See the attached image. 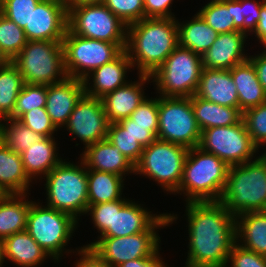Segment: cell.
Here are the masks:
<instances>
[{
	"label": "cell",
	"mask_w": 266,
	"mask_h": 267,
	"mask_svg": "<svg viewBox=\"0 0 266 267\" xmlns=\"http://www.w3.org/2000/svg\"><path fill=\"white\" fill-rule=\"evenodd\" d=\"M57 146L55 137H42L21 153L24 171L31 181L39 176L43 179L63 160Z\"/></svg>",
	"instance_id": "24"
},
{
	"label": "cell",
	"mask_w": 266,
	"mask_h": 267,
	"mask_svg": "<svg viewBox=\"0 0 266 267\" xmlns=\"http://www.w3.org/2000/svg\"><path fill=\"white\" fill-rule=\"evenodd\" d=\"M28 194H7L0 201V239L27 229V215L32 200Z\"/></svg>",
	"instance_id": "30"
},
{
	"label": "cell",
	"mask_w": 266,
	"mask_h": 267,
	"mask_svg": "<svg viewBox=\"0 0 266 267\" xmlns=\"http://www.w3.org/2000/svg\"><path fill=\"white\" fill-rule=\"evenodd\" d=\"M18 120L43 137H54V133L58 131L45 107L32 109L24 113Z\"/></svg>",
	"instance_id": "43"
},
{
	"label": "cell",
	"mask_w": 266,
	"mask_h": 267,
	"mask_svg": "<svg viewBox=\"0 0 266 267\" xmlns=\"http://www.w3.org/2000/svg\"><path fill=\"white\" fill-rule=\"evenodd\" d=\"M103 4L126 26L144 19V0H104Z\"/></svg>",
	"instance_id": "41"
},
{
	"label": "cell",
	"mask_w": 266,
	"mask_h": 267,
	"mask_svg": "<svg viewBox=\"0 0 266 267\" xmlns=\"http://www.w3.org/2000/svg\"><path fill=\"white\" fill-rule=\"evenodd\" d=\"M230 72L238 93L239 109L242 112L266 102V92L249 60L234 66Z\"/></svg>",
	"instance_id": "26"
},
{
	"label": "cell",
	"mask_w": 266,
	"mask_h": 267,
	"mask_svg": "<svg viewBox=\"0 0 266 267\" xmlns=\"http://www.w3.org/2000/svg\"><path fill=\"white\" fill-rule=\"evenodd\" d=\"M3 121V143L13 152L21 154L43 137L19 120L4 118Z\"/></svg>",
	"instance_id": "35"
},
{
	"label": "cell",
	"mask_w": 266,
	"mask_h": 267,
	"mask_svg": "<svg viewBox=\"0 0 266 267\" xmlns=\"http://www.w3.org/2000/svg\"><path fill=\"white\" fill-rule=\"evenodd\" d=\"M235 217L247 212L266 211V156L230 166L221 199Z\"/></svg>",
	"instance_id": "4"
},
{
	"label": "cell",
	"mask_w": 266,
	"mask_h": 267,
	"mask_svg": "<svg viewBox=\"0 0 266 267\" xmlns=\"http://www.w3.org/2000/svg\"><path fill=\"white\" fill-rule=\"evenodd\" d=\"M136 81H129L126 85L104 95L101 99L106 119L110 123L129 118L134 110L147 97L144 92L145 83H151L149 75H138Z\"/></svg>",
	"instance_id": "19"
},
{
	"label": "cell",
	"mask_w": 266,
	"mask_h": 267,
	"mask_svg": "<svg viewBox=\"0 0 266 267\" xmlns=\"http://www.w3.org/2000/svg\"><path fill=\"white\" fill-rule=\"evenodd\" d=\"M7 195V192L0 186V201Z\"/></svg>",
	"instance_id": "58"
},
{
	"label": "cell",
	"mask_w": 266,
	"mask_h": 267,
	"mask_svg": "<svg viewBox=\"0 0 266 267\" xmlns=\"http://www.w3.org/2000/svg\"><path fill=\"white\" fill-rule=\"evenodd\" d=\"M125 179L114 173L87 169L88 205L121 199Z\"/></svg>",
	"instance_id": "32"
},
{
	"label": "cell",
	"mask_w": 266,
	"mask_h": 267,
	"mask_svg": "<svg viewBox=\"0 0 266 267\" xmlns=\"http://www.w3.org/2000/svg\"><path fill=\"white\" fill-rule=\"evenodd\" d=\"M129 118L132 124L158 125V98H145Z\"/></svg>",
	"instance_id": "46"
},
{
	"label": "cell",
	"mask_w": 266,
	"mask_h": 267,
	"mask_svg": "<svg viewBox=\"0 0 266 267\" xmlns=\"http://www.w3.org/2000/svg\"><path fill=\"white\" fill-rule=\"evenodd\" d=\"M202 70L201 56L178 45L150 77L159 96L192 97Z\"/></svg>",
	"instance_id": "9"
},
{
	"label": "cell",
	"mask_w": 266,
	"mask_h": 267,
	"mask_svg": "<svg viewBox=\"0 0 266 267\" xmlns=\"http://www.w3.org/2000/svg\"><path fill=\"white\" fill-rule=\"evenodd\" d=\"M259 40V43L266 47V0H264L263 6L260 12V19L258 21L255 31L251 34Z\"/></svg>",
	"instance_id": "52"
},
{
	"label": "cell",
	"mask_w": 266,
	"mask_h": 267,
	"mask_svg": "<svg viewBox=\"0 0 266 267\" xmlns=\"http://www.w3.org/2000/svg\"><path fill=\"white\" fill-rule=\"evenodd\" d=\"M3 0H0V14L2 13Z\"/></svg>",
	"instance_id": "59"
},
{
	"label": "cell",
	"mask_w": 266,
	"mask_h": 267,
	"mask_svg": "<svg viewBox=\"0 0 266 267\" xmlns=\"http://www.w3.org/2000/svg\"><path fill=\"white\" fill-rule=\"evenodd\" d=\"M198 147L216 155L229 167L256 159L258 156L255 154L259 151L253 144L243 119L235 125L201 131Z\"/></svg>",
	"instance_id": "14"
},
{
	"label": "cell",
	"mask_w": 266,
	"mask_h": 267,
	"mask_svg": "<svg viewBox=\"0 0 266 267\" xmlns=\"http://www.w3.org/2000/svg\"><path fill=\"white\" fill-rule=\"evenodd\" d=\"M84 93L83 80L72 77L47 86L45 109L58 130L67 124L76 103Z\"/></svg>",
	"instance_id": "18"
},
{
	"label": "cell",
	"mask_w": 266,
	"mask_h": 267,
	"mask_svg": "<svg viewBox=\"0 0 266 267\" xmlns=\"http://www.w3.org/2000/svg\"><path fill=\"white\" fill-rule=\"evenodd\" d=\"M67 28L68 10L64 1L41 0L23 30L27 41H63Z\"/></svg>",
	"instance_id": "16"
},
{
	"label": "cell",
	"mask_w": 266,
	"mask_h": 267,
	"mask_svg": "<svg viewBox=\"0 0 266 267\" xmlns=\"http://www.w3.org/2000/svg\"><path fill=\"white\" fill-rule=\"evenodd\" d=\"M23 85L20 71L11 61L0 67V118H9L13 114Z\"/></svg>",
	"instance_id": "33"
},
{
	"label": "cell",
	"mask_w": 266,
	"mask_h": 267,
	"mask_svg": "<svg viewBox=\"0 0 266 267\" xmlns=\"http://www.w3.org/2000/svg\"><path fill=\"white\" fill-rule=\"evenodd\" d=\"M264 149H266V148H263V151H265L263 154L266 156V150H264Z\"/></svg>",
	"instance_id": "60"
},
{
	"label": "cell",
	"mask_w": 266,
	"mask_h": 267,
	"mask_svg": "<svg viewBox=\"0 0 266 267\" xmlns=\"http://www.w3.org/2000/svg\"><path fill=\"white\" fill-rule=\"evenodd\" d=\"M198 11L200 17L218 34L239 31L234 26L233 0H211Z\"/></svg>",
	"instance_id": "34"
},
{
	"label": "cell",
	"mask_w": 266,
	"mask_h": 267,
	"mask_svg": "<svg viewBox=\"0 0 266 267\" xmlns=\"http://www.w3.org/2000/svg\"><path fill=\"white\" fill-rule=\"evenodd\" d=\"M174 0H144V18H176L171 11Z\"/></svg>",
	"instance_id": "48"
},
{
	"label": "cell",
	"mask_w": 266,
	"mask_h": 267,
	"mask_svg": "<svg viewBox=\"0 0 266 267\" xmlns=\"http://www.w3.org/2000/svg\"><path fill=\"white\" fill-rule=\"evenodd\" d=\"M247 38L248 35L241 31L218 34L215 42L201 56L203 68L230 70L247 61L249 54L244 51Z\"/></svg>",
	"instance_id": "17"
},
{
	"label": "cell",
	"mask_w": 266,
	"mask_h": 267,
	"mask_svg": "<svg viewBox=\"0 0 266 267\" xmlns=\"http://www.w3.org/2000/svg\"><path fill=\"white\" fill-rule=\"evenodd\" d=\"M32 181L24 171L21 154L0 145V186L7 194H30Z\"/></svg>",
	"instance_id": "29"
},
{
	"label": "cell",
	"mask_w": 266,
	"mask_h": 267,
	"mask_svg": "<svg viewBox=\"0 0 266 267\" xmlns=\"http://www.w3.org/2000/svg\"><path fill=\"white\" fill-rule=\"evenodd\" d=\"M131 69L133 70L132 62L124 50L116 59L94 69L83 79L85 94L102 98L109 92L126 85L130 81L127 80L126 75Z\"/></svg>",
	"instance_id": "20"
},
{
	"label": "cell",
	"mask_w": 266,
	"mask_h": 267,
	"mask_svg": "<svg viewBox=\"0 0 266 267\" xmlns=\"http://www.w3.org/2000/svg\"><path fill=\"white\" fill-rule=\"evenodd\" d=\"M244 123L253 144L258 148L266 146V102L243 112Z\"/></svg>",
	"instance_id": "39"
},
{
	"label": "cell",
	"mask_w": 266,
	"mask_h": 267,
	"mask_svg": "<svg viewBox=\"0 0 266 267\" xmlns=\"http://www.w3.org/2000/svg\"><path fill=\"white\" fill-rule=\"evenodd\" d=\"M129 199L124 196L113 202L88 205L86 214L90 215L94 227L101 236L107 229H113L114 208H122Z\"/></svg>",
	"instance_id": "40"
},
{
	"label": "cell",
	"mask_w": 266,
	"mask_h": 267,
	"mask_svg": "<svg viewBox=\"0 0 266 267\" xmlns=\"http://www.w3.org/2000/svg\"><path fill=\"white\" fill-rule=\"evenodd\" d=\"M195 96L222 106L239 107L230 70L203 68Z\"/></svg>",
	"instance_id": "22"
},
{
	"label": "cell",
	"mask_w": 266,
	"mask_h": 267,
	"mask_svg": "<svg viewBox=\"0 0 266 267\" xmlns=\"http://www.w3.org/2000/svg\"><path fill=\"white\" fill-rule=\"evenodd\" d=\"M66 8L75 7L83 4H101L104 0H63Z\"/></svg>",
	"instance_id": "54"
},
{
	"label": "cell",
	"mask_w": 266,
	"mask_h": 267,
	"mask_svg": "<svg viewBox=\"0 0 266 267\" xmlns=\"http://www.w3.org/2000/svg\"><path fill=\"white\" fill-rule=\"evenodd\" d=\"M161 215L153 214L130 199L122 208H114L113 229H107L98 237H126L142 233Z\"/></svg>",
	"instance_id": "23"
},
{
	"label": "cell",
	"mask_w": 266,
	"mask_h": 267,
	"mask_svg": "<svg viewBox=\"0 0 266 267\" xmlns=\"http://www.w3.org/2000/svg\"><path fill=\"white\" fill-rule=\"evenodd\" d=\"M127 132L136 139L142 147H147L157 138L158 125L132 124V119L125 118L118 122Z\"/></svg>",
	"instance_id": "47"
},
{
	"label": "cell",
	"mask_w": 266,
	"mask_h": 267,
	"mask_svg": "<svg viewBox=\"0 0 266 267\" xmlns=\"http://www.w3.org/2000/svg\"><path fill=\"white\" fill-rule=\"evenodd\" d=\"M188 151L181 145L156 139L143 148L134 174L143 175L155 181L167 194H174L180 186Z\"/></svg>",
	"instance_id": "10"
},
{
	"label": "cell",
	"mask_w": 266,
	"mask_h": 267,
	"mask_svg": "<svg viewBox=\"0 0 266 267\" xmlns=\"http://www.w3.org/2000/svg\"><path fill=\"white\" fill-rule=\"evenodd\" d=\"M108 125L101 99L84 93L76 103L64 129L73 135L72 139L78 137L86 148L107 137Z\"/></svg>",
	"instance_id": "15"
},
{
	"label": "cell",
	"mask_w": 266,
	"mask_h": 267,
	"mask_svg": "<svg viewBox=\"0 0 266 267\" xmlns=\"http://www.w3.org/2000/svg\"><path fill=\"white\" fill-rule=\"evenodd\" d=\"M178 45L176 18H144L127 26L125 51L138 75L153 74Z\"/></svg>",
	"instance_id": "2"
},
{
	"label": "cell",
	"mask_w": 266,
	"mask_h": 267,
	"mask_svg": "<svg viewBox=\"0 0 266 267\" xmlns=\"http://www.w3.org/2000/svg\"><path fill=\"white\" fill-rule=\"evenodd\" d=\"M24 30L0 14V50L11 61L26 45Z\"/></svg>",
	"instance_id": "36"
},
{
	"label": "cell",
	"mask_w": 266,
	"mask_h": 267,
	"mask_svg": "<svg viewBox=\"0 0 266 267\" xmlns=\"http://www.w3.org/2000/svg\"><path fill=\"white\" fill-rule=\"evenodd\" d=\"M76 251L80 259H76L75 267H110L90 247L83 245V247L76 248Z\"/></svg>",
	"instance_id": "49"
},
{
	"label": "cell",
	"mask_w": 266,
	"mask_h": 267,
	"mask_svg": "<svg viewBox=\"0 0 266 267\" xmlns=\"http://www.w3.org/2000/svg\"><path fill=\"white\" fill-rule=\"evenodd\" d=\"M3 119L0 118V145L3 143V127H2Z\"/></svg>",
	"instance_id": "57"
},
{
	"label": "cell",
	"mask_w": 266,
	"mask_h": 267,
	"mask_svg": "<svg viewBox=\"0 0 266 267\" xmlns=\"http://www.w3.org/2000/svg\"><path fill=\"white\" fill-rule=\"evenodd\" d=\"M9 62V60L5 57V55L2 53V51L0 50V67L4 66L5 64H7Z\"/></svg>",
	"instance_id": "56"
},
{
	"label": "cell",
	"mask_w": 266,
	"mask_h": 267,
	"mask_svg": "<svg viewBox=\"0 0 266 267\" xmlns=\"http://www.w3.org/2000/svg\"><path fill=\"white\" fill-rule=\"evenodd\" d=\"M234 26L241 31V0H233Z\"/></svg>",
	"instance_id": "53"
},
{
	"label": "cell",
	"mask_w": 266,
	"mask_h": 267,
	"mask_svg": "<svg viewBox=\"0 0 266 267\" xmlns=\"http://www.w3.org/2000/svg\"><path fill=\"white\" fill-rule=\"evenodd\" d=\"M107 140L135 166L142 155V145L134 139L118 122L110 123L107 130Z\"/></svg>",
	"instance_id": "37"
},
{
	"label": "cell",
	"mask_w": 266,
	"mask_h": 267,
	"mask_svg": "<svg viewBox=\"0 0 266 267\" xmlns=\"http://www.w3.org/2000/svg\"><path fill=\"white\" fill-rule=\"evenodd\" d=\"M186 267H226L236 243V217L220 201L186 202Z\"/></svg>",
	"instance_id": "1"
},
{
	"label": "cell",
	"mask_w": 266,
	"mask_h": 267,
	"mask_svg": "<svg viewBox=\"0 0 266 267\" xmlns=\"http://www.w3.org/2000/svg\"><path fill=\"white\" fill-rule=\"evenodd\" d=\"M6 263L4 259V242L3 239H0V267H3V263Z\"/></svg>",
	"instance_id": "55"
},
{
	"label": "cell",
	"mask_w": 266,
	"mask_h": 267,
	"mask_svg": "<svg viewBox=\"0 0 266 267\" xmlns=\"http://www.w3.org/2000/svg\"><path fill=\"white\" fill-rule=\"evenodd\" d=\"M68 10V29L81 37L127 43V26L103 3L83 4Z\"/></svg>",
	"instance_id": "13"
},
{
	"label": "cell",
	"mask_w": 266,
	"mask_h": 267,
	"mask_svg": "<svg viewBox=\"0 0 266 267\" xmlns=\"http://www.w3.org/2000/svg\"><path fill=\"white\" fill-rule=\"evenodd\" d=\"M77 163L63 159L44 177V190L48 207L67 213L79 222L88 209V180L85 164L81 159Z\"/></svg>",
	"instance_id": "5"
},
{
	"label": "cell",
	"mask_w": 266,
	"mask_h": 267,
	"mask_svg": "<svg viewBox=\"0 0 266 267\" xmlns=\"http://www.w3.org/2000/svg\"><path fill=\"white\" fill-rule=\"evenodd\" d=\"M160 252L149 258H138L127 261L118 267H169L162 259Z\"/></svg>",
	"instance_id": "51"
},
{
	"label": "cell",
	"mask_w": 266,
	"mask_h": 267,
	"mask_svg": "<svg viewBox=\"0 0 266 267\" xmlns=\"http://www.w3.org/2000/svg\"><path fill=\"white\" fill-rule=\"evenodd\" d=\"M229 166L199 147L189 149L182 179L174 193L185 194L186 202L219 201L226 186Z\"/></svg>",
	"instance_id": "3"
},
{
	"label": "cell",
	"mask_w": 266,
	"mask_h": 267,
	"mask_svg": "<svg viewBox=\"0 0 266 267\" xmlns=\"http://www.w3.org/2000/svg\"><path fill=\"white\" fill-rule=\"evenodd\" d=\"M186 21L179 22L176 18L179 46L202 56L215 42L218 33L197 12L192 19Z\"/></svg>",
	"instance_id": "31"
},
{
	"label": "cell",
	"mask_w": 266,
	"mask_h": 267,
	"mask_svg": "<svg viewBox=\"0 0 266 267\" xmlns=\"http://www.w3.org/2000/svg\"><path fill=\"white\" fill-rule=\"evenodd\" d=\"M263 3L264 0H241V32L249 36L255 31Z\"/></svg>",
	"instance_id": "45"
},
{
	"label": "cell",
	"mask_w": 266,
	"mask_h": 267,
	"mask_svg": "<svg viewBox=\"0 0 266 267\" xmlns=\"http://www.w3.org/2000/svg\"><path fill=\"white\" fill-rule=\"evenodd\" d=\"M200 135L191 97L158 96L157 139L191 149L198 147Z\"/></svg>",
	"instance_id": "12"
},
{
	"label": "cell",
	"mask_w": 266,
	"mask_h": 267,
	"mask_svg": "<svg viewBox=\"0 0 266 267\" xmlns=\"http://www.w3.org/2000/svg\"><path fill=\"white\" fill-rule=\"evenodd\" d=\"M264 51H261L257 55H250L249 61L253 64L257 77L266 92V47H263Z\"/></svg>",
	"instance_id": "50"
},
{
	"label": "cell",
	"mask_w": 266,
	"mask_h": 267,
	"mask_svg": "<svg viewBox=\"0 0 266 267\" xmlns=\"http://www.w3.org/2000/svg\"><path fill=\"white\" fill-rule=\"evenodd\" d=\"M47 85L24 83L16 99L13 114L9 117L18 120L24 113L46 106Z\"/></svg>",
	"instance_id": "38"
},
{
	"label": "cell",
	"mask_w": 266,
	"mask_h": 267,
	"mask_svg": "<svg viewBox=\"0 0 266 267\" xmlns=\"http://www.w3.org/2000/svg\"><path fill=\"white\" fill-rule=\"evenodd\" d=\"M226 267H266V256L249 251L235 243L230 250Z\"/></svg>",
	"instance_id": "44"
},
{
	"label": "cell",
	"mask_w": 266,
	"mask_h": 267,
	"mask_svg": "<svg viewBox=\"0 0 266 267\" xmlns=\"http://www.w3.org/2000/svg\"><path fill=\"white\" fill-rule=\"evenodd\" d=\"M178 219L177 214L163 213L146 231L126 237H97L90 247L110 267L138 258H149L160 251L161 238L157 229L165 228Z\"/></svg>",
	"instance_id": "6"
},
{
	"label": "cell",
	"mask_w": 266,
	"mask_h": 267,
	"mask_svg": "<svg viewBox=\"0 0 266 267\" xmlns=\"http://www.w3.org/2000/svg\"><path fill=\"white\" fill-rule=\"evenodd\" d=\"M68 77L83 80L94 69L116 59L127 43H111L73 34L68 28L62 41Z\"/></svg>",
	"instance_id": "11"
},
{
	"label": "cell",
	"mask_w": 266,
	"mask_h": 267,
	"mask_svg": "<svg viewBox=\"0 0 266 267\" xmlns=\"http://www.w3.org/2000/svg\"><path fill=\"white\" fill-rule=\"evenodd\" d=\"M41 0H3L2 13L20 28L24 29Z\"/></svg>",
	"instance_id": "42"
},
{
	"label": "cell",
	"mask_w": 266,
	"mask_h": 267,
	"mask_svg": "<svg viewBox=\"0 0 266 267\" xmlns=\"http://www.w3.org/2000/svg\"><path fill=\"white\" fill-rule=\"evenodd\" d=\"M191 105L201 131L213 127L235 125L243 118V112L239 107L222 106L195 95L191 97Z\"/></svg>",
	"instance_id": "28"
},
{
	"label": "cell",
	"mask_w": 266,
	"mask_h": 267,
	"mask_svg": "<svg viewBox=\"0 0 266 267\" xmlns=\"http://www.w3.org/2000/svg\"><path fill=\"white\" fill-rule=\"evenodd\" d=\"M87 169L126 177L134 174V165L107 138L90 145L79 157Z\"/></svg>",
	"instance_id": "21"
},
{
	"label": "cell",
	"mask_w": 266,
	"mask_h": 267,
	"mask_svg": "<svg viewBox=\"0 0 266 267\" xmlns=\"http://www.w3.org/2000/svg\"><path fill=\"white\" fill-rule=\"evenodd\" d=\"M11 62L27 84L48 86L68 77L62 41H27Z\"/></svg>",
	"instance_id": "8"
},
{
	"label": "cell",
	"mask_w": 266,
	"mask_h": 267,
	"mask_svg": "<svg viewBox=\"0 0 266 267\" xmlns=\"http://www.w3.org/2000/svg\"><path fill=\"white\" fill-rule=\"evenodd\" d=\"M40 203L32 201L27 215L26 231L58 263L64 256L63 253L68 255L76 252L74 249H66V246L79 223L71 215Z\"/></svg>",
	"instance_id": "7"
},
{
	"label": "cell",
	"mask_w": 266,
	"mask_h": 267,
	"mask_svg": "<svg viewBox=\"0 0 266 267\" xmlns=\"http://www.w3.org/2000/svg\"><path fill=\"white\" fill-rule=\"evenodd\" d=\"M4 259L18 267L41 266L45 260H53L25 230L3 240Z\"/></svg>",
	"instance_id": "25"
},
{
	"label": "cell",
	"mask_w": 266,
	"mask_h": 267,
	"mask_svg": "<svg viewBox=\"0 0 266 267\" xmlns=\"http://www.w3.org/2000/svg\"><path fill=\"white\" fill-rule=\"evenodd\" d=\"M236 243L249 251L266 256V211L236 216Z\"/></svg>",
	"instance_id": "27"
}]
</instances>
